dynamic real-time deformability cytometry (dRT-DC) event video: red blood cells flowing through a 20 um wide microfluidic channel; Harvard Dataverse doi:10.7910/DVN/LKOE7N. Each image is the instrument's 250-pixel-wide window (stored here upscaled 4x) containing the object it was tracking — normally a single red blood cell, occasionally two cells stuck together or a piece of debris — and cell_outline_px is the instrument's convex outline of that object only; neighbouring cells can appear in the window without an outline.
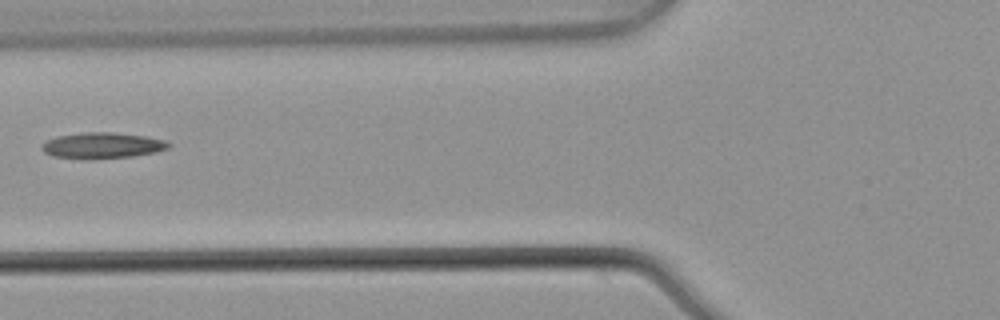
{"species": "common noctule bat (a hibernating species)", "species_latin": "Nyctalus noctula", "temperature_condition": "warm", "stored_images_in_passage": 5, "camera_frame_rate_fps": 3000, "um_per_image_px": 0.085, "animal": {"sex": "male", "body_mass_g": 21.5, "forearm_length_mm": 52.0}, "frame": {"image": 1, "passage_image": 5, "time_ms": 1.333, "image_size_px": [1000, 320], "cell_outline_px": [[172, 144], [168, 148], [156, 152], [132, 156], [92, 160], [84, 160], [52, 156], [44, 152], [40, 148], [40, 144], [44, 140], [56, 136], [84, 132], [112, 132], [144, 136], [164, 140]], "centroid_in_image_um": [8.62, 12.38], "position_along_channel_um": 117.2, "area_um2": 19.59}}